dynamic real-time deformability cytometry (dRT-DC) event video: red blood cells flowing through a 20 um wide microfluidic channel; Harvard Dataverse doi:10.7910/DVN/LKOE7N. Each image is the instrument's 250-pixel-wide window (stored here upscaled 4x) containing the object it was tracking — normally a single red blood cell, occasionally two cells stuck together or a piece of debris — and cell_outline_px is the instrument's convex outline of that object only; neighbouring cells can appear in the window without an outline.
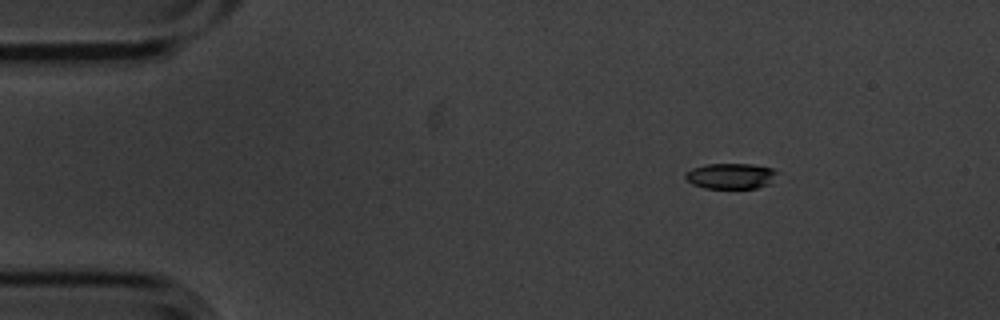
{"species": "common noctule bat (a hibernating species)", "species_latin": "Nyctalus noctula", "temperature_condition": "cold", "stored_images_in_passage": 3, "camera_frame_rate_fps": 3000, "um_per_image_px": 0.085, "animal": {"sex": "male", "body_mass_g": 20.1, "forearm_length_mm": 53.5}, "frame": {"image": 1, "passage_image": 1, "time_ms": 0.0, "image_size_px": [1000, 320], "cell_outline_px": [[780, 172], [772, 184], [756, 188], [704, 188], [692, 184], [684, 176], [684, 172], [692, 168], [708, 164], [752, 164], [772, 168]], "centroid_in_image_um": [62.17, 14.96], "position_along_channel_um": 22.8, "area_um2": 13.99}}